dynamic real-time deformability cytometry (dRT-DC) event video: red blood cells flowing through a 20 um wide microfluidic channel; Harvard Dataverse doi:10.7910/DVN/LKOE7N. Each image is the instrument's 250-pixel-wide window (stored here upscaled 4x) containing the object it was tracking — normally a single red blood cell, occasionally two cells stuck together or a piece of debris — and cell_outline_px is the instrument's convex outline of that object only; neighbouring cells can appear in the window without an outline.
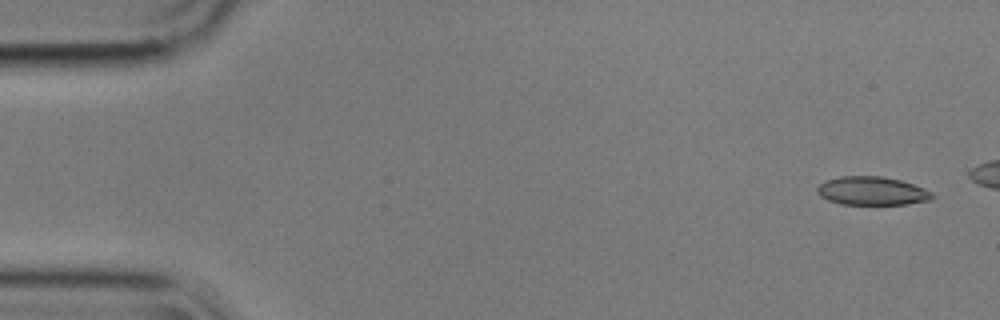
{"species": "common noctule bat (a hibernating species)", "species_latin": "Nyctalus noctula", "temperature_condition": "cold", "stored_images_in_passage": 5, "camera_frame_rate_fps": 3000, "um_per_image_px": 0.085, "animal": {"sex": "male", "body_mass_g": 17.9}, "frame": {"image": 1, "passage_image": 1, "time_ms": 0.0, "image_size_px": [1000, 320], "cell_outline_px": [[936, 196], [932, 200], [908, 204], [840, 204], [828, 200], [820, 196], [816, 192], [816, 188], [820, 184], [828, 180], [840, 176], [880, 176], [900, 180], [924, 188], [932, 192]], "centroid_in_image_um": [74.14, 16.23], "position_along_channel_um": 10.9, "area_um2": 19.13}}